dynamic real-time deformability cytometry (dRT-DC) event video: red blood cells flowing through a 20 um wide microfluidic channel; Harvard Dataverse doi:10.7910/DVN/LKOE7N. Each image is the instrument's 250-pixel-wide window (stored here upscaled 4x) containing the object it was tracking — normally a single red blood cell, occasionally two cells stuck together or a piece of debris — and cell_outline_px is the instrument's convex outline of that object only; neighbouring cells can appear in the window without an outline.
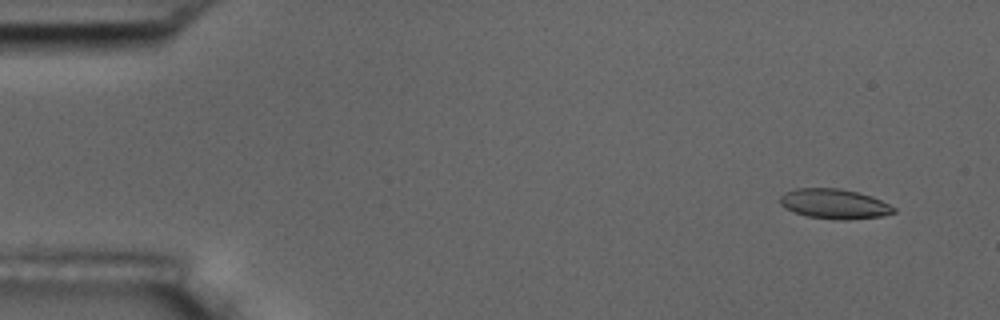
{"species": "common noctule bat (a hibernating species)", "species_latin": "Nyctalus noctula", "temperature_condition": "room temperature", "stored_images_in_passage": 6, "camera_frame_rate_fps": 3000, "um_per_image_px": 0.085, "animal": {"sex": "male", "body_mass_g": 17.5, "forearm_length_mm": 52.3}, "frame": {"image": 1, "passage_image": 6, "time_ms": 1.667, "image_size_px": [1000, 320], "cell_outline_px": [[896, 212], [884, 216], [848, 220], [832, 220], [808, 216], [792, 212], [784, 208], [780, 204], [780, 196], [784, 192], [796, 188], [840, 188], [872, 196], [896, 208]], "centroid_in_image_um": [70.9, 17.34], "position_along_channel_um": 14.1, "area_um2": 20.06}}